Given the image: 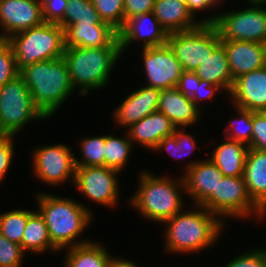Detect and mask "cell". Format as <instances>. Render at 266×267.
<instances>
[{
	"label": "cell",
	"instance_id": "6da1fadb",
	"mask_svg": "<svg viewBox=\"0 0 266 267\" xmlns=\"http://www.w3.org/2000/svg\"><path fill=\"white\" fill-rule=\"evenodd\" d=\"M194 210H185L164 221L165 251L194 253L216 244L224 225L216 215L203 206L194 205ZM197 208V209H196Z\"/></svg>",
	"mask_w": 266,
	"mask_h": 267
},
{
	"label": "cell",
	"instance_id": "7a4b0ae2",
	"mask_svg": "<svg viewBox=\"0 0 266 267\" xmlns=\"http://www.w3.org/2000/svg\"><path fill=\"white\" fill-rule=\"evenodd\" d=\"M36 201L37 210L45 221L50 239L60 251L92 241H76L94 218L91 209L74 199L54 196L43 191L36 194Z\"/></svg>",
	"mask_w": 266,
	"mask_h": 267
},
{
	"label": "cell",
	"instance_id": "3957f363",
	"mask_svg": "<svg viewBox=\"0 0 266 267\" xmlns=\"http://www.w3.org/2000/svg\"><path fill=\"white\" fill-rule=\"evenodd\" d=\"M121 55L119 37L101 48L65 47L63 59L74 90L78 87L79 95L85 96L91 90L106 87Z\"/></svg>",
	"mask_w": 266,
	"mask_h": 267
},
{
	"label": "cell",
	"instance_id": "277c9868",
	"mask_svg": "<svg viewBox=\"0 0 266 267\" xmlns=\"http://www.w3.org/2000/svg\"><path fill=\"white\" fill-rule=\"evenodd\" d=\"M139 174V186L128 201L145 219L163 223L186 206L181 195V191L185 192L182 175L175 180L171 176H155L147 170Z\"/></svg>",
	"mask_w": 266,
	"mask_h": 267
},
{
	"label": "cell",
	"instance_id": "5b68a950",
	"mask_svg": "<svg viewBox=\"0 0 266 267\" xmlns=\"http://www.w3.org/2000/svg\"><path fill=\"white\" fill-rule=\"evenodd\" d=\"M19 74L25 81L34 104L46 118L53 116L74 93L63 58L36 62L23 68Z\"/></svg>",
	"mask_w": 266,
	"mask_h": 267
},
{
	"label": "cell",
	"instance_id": "8992f818",
	"mask_svg": "<svg viewBox=\"0 0 266 267\" xmlns=\"http://www.w3.org/2000/svg\"><path fill=\"white\" fill-rule=\"evenodd\" d=\"M20 72L28 65L63 58L65 50L64 29L58 23L43 24L16 33L8 39Z\"/></svg>",
	"mask_w": 266,
	"mask_h": 267
},
{
	"label": "cell",
	"instance_id": "52a82bcc",
	"mask_svg": "<svg viewBox=\"0 0 266 267\" xmlns=\"http://www.w3.org/2000/svg\"><path fill=\"white\" fill-rule=\"evenodd\" d=\"M46 119L20 74L0 87V135L15 136L31 121Z\"/></svg>",
	"mask_w": 266,
	"mask_h": 267
},
{
	"label": "cell",
	"instance_id": "ba28073f",
	"mask_svg": "<svg viewBox=\"0 0 266 267\" xmlns=\"http://www.w3.org/2000/svg\"><path fill=\"white\" fill-rule=\"evenodd\" d=\"M249 8L221 12L200 20L201 23L214 24L221 41H251L266 43L265 3L249 2ZM263 5V6H262Z\"/></svg>",
	"mask_w": 266,
	"mask_h": 267
},
{
	"label": "cell",
	"instance_id": "9c48e42d",
	"mask_svg": "<svg viewBox=\"0 0 266 267\" xmlns=\"http://www.w3.org/2000/svg\"><path fill=\"white\" fill-rule=\"evenodd\" d=\"M200 206L216 215L223 223L230 218H266V214L253 202L248 194L244 176H223L213 192Z\"/></svg>",
	"mask_w": 266,
	"mask_h": 267
},
{
	"label": "cell",
	"instance_id": "30bf717a",
	"mask_svg": "<svg viewBox=\"0 0 266 267\" xmlns=\"http://www.w3.org/2000/svg\"><path fill=\"white\" fill-rule=\"evenodd\" d=\"M167 44L185 71L195 72L197 67L221 44L214 24L201 23L198 27L168 34Z\"/></svg>",
	"mask_w": 266,
	"mask_h": 267
},
{
	"label": "cell",
	"instance_id": "8fae6325",
	"mask_svg": "<svg viewBox=\"0 0 266 267\" xmlns=\"http://www.w3.org/2000/svg\"><path fill=\"white\" fill-rule=\"evenodd\" d=\"M67 144L36 147L32 152L33 175L47 185H62L75 179V153Z\"/></svg>",
	"mask_w": 266,
	"mask_h": 267
},
{
	"label": "cell",
	"instance_id": "7c38bea8",
	"mask_svg": "<svg viewBox=\"0 0 266 267\" xmlns=\"http://www.w3.org/2000/svg\"><path fill=\"white\" fill-rule=\"evenodd\" d=\"M120 171L106 166L76 167L74 186L88 199L104 206H117Z\"/></svg>",
	"mask_w": 266,
	"mask_h": 267
},
{
	"label": "cell",
	"instance_id": "4fadbf2b",
	"mask_svg": "<svg viewBox=\"0 0 266 267\" xmlns=\"http://www.w3.org/2000/svg\"><path fill=\"white\" fill-rule=\"evenodd\" d=\"M142 49L143 67L148 81L145 86L161 90L176 87L184 69L171 47L166 43Z\"/></svg>",
	"mask_w": 266,
	"mask_h": 267
},
{
	"label": "cell",
	"instance_id": "5bb4252c",
	"mask_svg": "<svg viewBox=\"0 0 266 267\" xmlns=\"http://www.w3.org/2000/svg\"><path fill=\"white\" fill-rule=\"evenodd\" d=\"M44 22L41 0H0V39Z\"/></svg>",
	"mask_w": 266,
	"mask_h": 267
},
{
	"label": "cell",
	"instance_id": "9a60e30c",
	"mask_svg": "<svg viewBox=\"0 0 266 267\" xmlns=\"http://www.w3.org/2000/svg\"><path fill=\"white\" fill-rule=\"evenodd\" d=\"M183 169H185L182 175L185 192L196 206L201 205L213 192H216L218 183L224 176L209 158L191 160Z\"/></svg>",
	"mask_w": 266,
	"mask_h": 267
},
{
	"label": "cell",
	"instance_id": "2e32d148",
	"mask_svg": "<svg viewBox=\"0 0 266 267\" xmlns=\"http://www.w3.org/2000/svg\"><path fill=\"white\" fill-rule=\"evenodd\" d=\"M121 54L131 43L142 40V48L161 46L167 43L168 33L160 25L153 12L143 13L127 20L118 31Z\"/></svg>",
	"mask_w": 266,
	"mask_h": 267
},
{
	"label": "cell",
	"instance_id": "e0dca14e",
	"mask_svg": "<svg viewBox=\"0 0 266 267\" xmlns=\"http://www.w3.org/2000/svg\"><path fill=\"white\" fill-rule=\"evenodd\" d=\"M229 95L234 107L254 112L266 111V67L235 79Z\"/></svg>",
	"mask_w": 266,
	"mask_h": 267
},
{
	"label": "cell",
	"instance_id": "ac0fdd59",
	"mask_svg": "<svg viewBox=\"0 0 266 267\" xmlns=\"http://www.w3.org/2000/svg\"><path fill=\"white\" fill-rule=\"evenodd\" d=\"M161 89L144 86L135 89L112 113L119 126L129 128L144 117L158 110Z\"/></svg>",
	"mask_w": 266,
	"mask_h": 267
},
{
	"label": "cell",
	"instance_id": "d6986e66",
	"mask_svg": "<svg viewBox=\"0 0 266 267\" xmlns=\"http://www.w3.org/2000/svg\"><path fill=\"white\" fill-rule=\"evenodd\" d=\"M227 54L233 80L256 69L265 67V47L261 42L221 41Z\"/></svg>",
	"mask_w": 266,
	"mask_h": 267
},
{
	"label": "cell",
	"instance_id": "ffe728a7",
	"mask_svg": "<svg viewBox=\"0 0 266 267\" xmlns=\"http://www.w3.org/2000/svg\"><path fill=\"white\" fill-rule=\"evenodd\" d=\"M157 111L162 112L176 127H188L201 120V110L176 87L161 90Z\"/></svg>",
	"mask_w": 266,
	"mask_h": 267
},
{
	"label": "cell",
	"instance_id": "44dd1931",
	"mask_svg": "<svg viewBox=\"0 0 266 267\" xmlns=\"http://www.w3.org/2000/svg\"><path fill=\"white\" fill-rule=\"evenodd\" d=\"M65 47L101 48L109 46L118 31L109 23H75L64 30Z\"/></svg>",
	"mask_w": 266,
	"mask_h": 267
},
{
	"label": "cell",
	"instance_id": "7402d4cb",
	"mask_svg": "<svg viewBox=\"0 0 266 267\" xmlns=\"http://www.w3.org/2000/svg\"><path fill=\"white\" fill-rule=\"evenodd\" d=\"M175 129L176 126L169 118L162 112L155 111L132 124L127 133L133 145L136 142L153 151L160 140L174 134Z\"/></svg>",
	"mask_w": 266,
	"mask_h": 267
},
{
	"label": "cell",
	"instance_id": "603a6c76",
	"mask_svg": "<svg viewBox=\"0 0 266 267\" xmlns=\"http://www.w3.org/2000/svg\"><path fill=\"white\" fill-rule=\"evenodd\" d=\"M153 14L168 34L188 31L201 22L189 11L185 0H155Z\"/></svg>",
	"mask_w": 266,
	"mask_h": 267
},
{
	"label": "cell",
	"instance_id": "cb8c5ba5",
	"mask_svg": "<svg viewBox=\"0 0 266 267\" xmlns=\"http://www.w3.org/2000/svg\"><path fill=\"white\" fill-rule=\"evenodd\" d=\"M243 176L249 196L266 214V151L248 149Z\"/></svg>",
	"mask_w": 266,
	"mask_h": 267
},
{
	"label": "cell",
	"instance_id": "d4e9b609",
	"mask_svg": "<svg viewBox=\"0 0 266 267\" xmlns=\"http://www.w3.org/2000/svg\"><path fill=\"white\" fill-rule=\"evenodd\" d=\"M224 140L225 142L219 143L213 149L212 156L209 159L220 169L224 176H243L249 146L226 137Z\"/></svg>",
	"mask_w": 266,
	"mask_h": 267
},
{
	"label": "cell",
	"instance_id": "484cf974",
	"mask_svg": "<svg viewBox=\"0 0 266 267\" xmlns=\"http://www.w3.org/2000/svg\"><path fill=\"white\" fill-rule=\"evenodd\" d=\"M195 73L201 80L210 82L230 93L234 80L229 70L227 54L224 46L220 44L208 57L197 67Z\"/></svg>",
	"mask_w": 266,
	"mask_h": 267
},
{
	"label": "cell",
	"instance_id": "4316f807",
	"mask_svg": "<svg viewBox=\"0 0 266 267\" xmlns=\"http://www.w3.org/2000/svg\"><path fill=\"white\" fill-rule=\"evenodd\" d=\"M66 249L64 267H108L116 258L96 241Z\"/></svg>",
	"mask_w": 266,
	"mask_h": 267
},
{
	"label": "cell",
	"instance_id": "83f0119b",
	"mask_svg": "<svg viewBox=\"0 0 266 267\" xmlns=\"http://www.w3.org/2000/svg\"><path fill=\"white\" fill-rule=\"evenodd\" d=\"M22 249L26 252L39 254L47 250L59 252L60 250L52 243L48 228L38 210H34L28 217V221L22 238Z\"/></svg>",
	"mask_w": 266,
	"mask_h": 267
},
{
	"label": "cell",
	"instance_id": "f1b7e54d",
	"mask_svg": "<svg viewBox=\"0 0 266 267\" xmlns=\"http://www.w3.org/2000/svg\"><path fill=\"white\" fill-rule=\"evenodd\" d=\"M133 147L127 131L125 137L105 135V166L123 171Z\"/></svg>",
	"mask_w": 266,
	"mask_h": 267
},
{
	"label": "cell",
	"instance_id": "f546056e",
	"mask_svg": "<svg viewBox=\"0 0 266 267\" xmlns=\"http://www.w3.org/2000/svg\"><path fill=\"white\" fill-rule=\"evenodd\" d=\"M75 23H107L102 20L91 0H68L64 18L58 23L64 30Z\"/></svg>",
	"mask_w": 266,
	"mask_h": 267
},
{
	"label": "cell",
	"instance_id": "4dcf8cb0",
	"mask_svg": "<svg viewBox=\"0 0 266 267\" xmlns=\"http://www.w3.org/2000/svg\"><path fill=\"white\" fill-rule=\"evenodd\" d=\"M32 210L16 209L0 214V233L9 241L22 246L24 230Z\"/></svg>",
	"mask_w": 266,
	"mask_h": 267
},
{
	"label": "cell",
	"instance_id": "1f68e13d",
	"mask_svg": "<svg viewBox=\"0 0 266 267\" xmlns=\"http://www.w3.org/2000/svg\"><path fill=\"white\" fill-rule=\"evenodd\" d=\"M184 130L185 127H176L174 134L160 140L153 151H166L175 158H184L191 154L197 146L196 139Z\"/></svg>",
	"mask_w": 266,
	"mask_h": 267
},
{
	"label": "cell",
	"instance_id": "d6a6232c",
	"mask_svg": "<svg viewBox=\"0 0 266 267\" xmlns=\"http://www.w3.org/2000/svg\"><path fill=\"white\" fill-rule=\"evenodd\" d=\"M79 146L82 158H75L76 167L105 166V135L85 137Z\"/></svg>",
	"mask_w": 266,
	"mask_h": 267
},
{
	"label": "cell",
	"instance_id": "836d02e7",
	"mask_svg": "<svg viewBox=\"0 0 266 267\" xmlns=\"http://www.w3.org/2000/svg\"><path fill=\"white\" fill-rule=\"evenodd\" d=\"M235 109L238 114V118L234 117L232 121L228 122V126L224 129L225 137L249 145L252 141V115L254 111L245 110L238 107H235Z\"/></svg>",
	"mask_w": 266,
	"mask_h": 267
},
{
	"label": "cell",
	"instance_id": "e575fe53",
	"mask_svg": "<svg viewBox=\"0 0 266 267\" xmlns=\"http://www.w3.org/2000/svg\"><path fill=\"white\" fill-rule=\"evenodd\" d=\"M104 22L119 31L124 26V0H91Z\"/></svg>",
	"mask_w": 266,
	"mask_h": 267
},
{
	"label": "cell",
	"instance_id": "d590c367",
	"mask_svg": "<svg viewBox=\"0 0 266 267\" xmlns=\"http://www.w3.org/2000/svg\"><path fill=\"white\" fill-rule=\"evenodd\" d=\"M18 75L12 47L8 40L0 39V87Z\"/></svg>",
	"mask_w": 266,
	"mask_h": 267
},
{
	"label": "cell",
	"instance_id": "8d00e7d4",
	"mask_svg": "<svg viewBox=\"0 0 266 267\" xmlns=\"http://www.w3.org/2000/svg\"><path fill=\"white\" fill-rule=\"evenodd\" d=\"M25 252L22 246L0 233V267H21Z\"/></svg>",
	"mask_w": 266,
	"mask_h": 267
},
{
	"label": "cell",
	"instance_id": "74e56055",
	"mask_svg": "<svg viewBox=\"0 0 266 267\" xmlns=\"http://www.w3.org/2000/svg\"><path fill=\"white\" fill-rule=\"evenodd\" d=\"M224 267H266V248H255L243 252Z\"/></svg>",
	"mask_w": 266,
	"mask_h": 267
},
{
	"label": "cell",
	"instance_id": "f35d334b",
	"mask_svg": "<svg viewBox=\"0 0 266 267\" xmlns=\"http://www.w3.org/2000/svg\"><path fill=\"white\" fill-rule=\"evenodd\" d=\"M252 141L249 148L266 151V111L253 112L252 115Z\"/></svg>",
	"mask_w": 266,
	"mask_h": 267
},
{
	"label": "cell",
	"instance_id": "ab89813d",
	"mask_svg": "<svg viewBox=\"0 0 266 267\" xmlns=\"http://www.w3.org/2000/svg\"><path fill=\"white\" fill-rule=\"evenodd\" d=\"M13 135H0V183L5 179L15 153Z\"/></svg>",
	"mask_w": 266,
	"mask_h": 267
},
{
	"label": "cell",
	"instance_id": "60d3db41",
	"mask_svg": "<svg viewBox=\"0 0 266 267\" xmlns=\"http://www.w3.org/2000/svg\"><path fill=\"white\" fill-rule=\"evenodd\" d=\"M45 22L59 23L65 15L68 0H41Z\"/></svg>",
	"mask_w": 266,
	"mask_h": 267
},
{
	"label": "cell",
	"instance_id": "b9f144b4",
	"mask_svg": "<svg viewBox=\"0 0 266 267\" xmlns=\"http://www.w3.org/2000/svg\"><path fill=\"white\" fill-rule=\"evenodd\" d=\"M155 0H124V24L127 20L153 11Z\"/></svg>",
	"mask_w": 266,
	"mask_h": 267
},
{
	"label": "cell",
	"instance_id": "7bdbcfd3",
	"mask_svg": "<svg viewBox=\"0 0 266 267\" xmlns=\"http://www.w3.org/2000/svg\"><path fill=\"white\" fill-rule=\"evenodd\" d=\"M200 80L195 72L184 70L176 88L191 98L199 89Z\"/></svg>",
	"mask_w": 266,
	"mask_h": 267
},
{
	"label": "cell",
	"instance_id": "ee69618b",
	"mask_svg": "<svg viewBox=\"0 0 266 267\" xmlns=\"http://www.w3.org/2000/svg\"><path fill=\"white\" fill-rule=\"evenodd\" d=\"M222 89L214 84H211L208 81L200 80L199 89L197 92L191 97L196 106L201 110L202 106L201 102L205 99H212L217 92L220 93Z\"/></svg>",
	"mask_w": 266,
	"mask_h": 267
},
{
	"label": "cell",
	"instance_id": "f6af8a7d",
	"mask_svg": "<svg viewBox=\"0 0 266 267\" xmlns=\"http://www.w3.org/2000/svg\"><path fill=\"white\" fill-rule=\"evenodd\" d=\"M187 2V6L189 11L193 14L194 17H196V11L201 12L204 10H210V8H214L217 6L213 0H185Z\"/></svg>",
	"mask_w": 266,
	"mask_h": 267
},
{
	"label": "cell",
	"instance_id": "bcb514c9",
	"mask_svg": "<svg viewBox=\"0 0 266 267\" xmlns=\"http://www.w3.org/2000/svg\"><path fill=\"white\" fill-rule=\"evenodd\" d=\"M108 267H139L136 262L123 259V258H115Z\"/></svg>",
	"mask_w": 266,
	"mask_h": 267
},
{
	"label": "cell",
	"instance_id": "7dc6e473",
	"mask_svg": "<svg viewBox=\"0 0 266 267\" xmlns=\"http://www.w3.org/2000/svg\"><path fill=\"white\" fill-rule=\"evenodd\" d=\"M247 2H258V3H265L266 0H247Z\"/></svg>",
	"mask_w": 266,
	"mask_h": 267
},
{
	"label": "cell",
	"instance_id": "c3c4849f",
	"mask_svg": "<svg viewBox=\"0 0 266 267\" xmlns=\"http://www.w3.org/2000/svg\"><path fill=\"white\" fill-rule=\"evenodd\" d=\"M223 0H213V2L217 5V6H219V5H221L219 2H222ZM219 4V5H218Z\"/></svg>",
	"mask_w": 266,
	"mask_h": 267
},
{
	"label": "cell",
	"instance_id": "681fc988",
	"mask_svg": "<svg viewBox=\"0 0 266 267\" xmlns=\"http://www.w3.org/2000/svg\"><path fill=\"white\" fill-rule=\"evenodd\" d=\"M264 47H265V56H264V59H265V67H266V43L264 44Z\"/></svg>",
	"mask_w": 266,
	"mask_h": 267
}]
</instances>
